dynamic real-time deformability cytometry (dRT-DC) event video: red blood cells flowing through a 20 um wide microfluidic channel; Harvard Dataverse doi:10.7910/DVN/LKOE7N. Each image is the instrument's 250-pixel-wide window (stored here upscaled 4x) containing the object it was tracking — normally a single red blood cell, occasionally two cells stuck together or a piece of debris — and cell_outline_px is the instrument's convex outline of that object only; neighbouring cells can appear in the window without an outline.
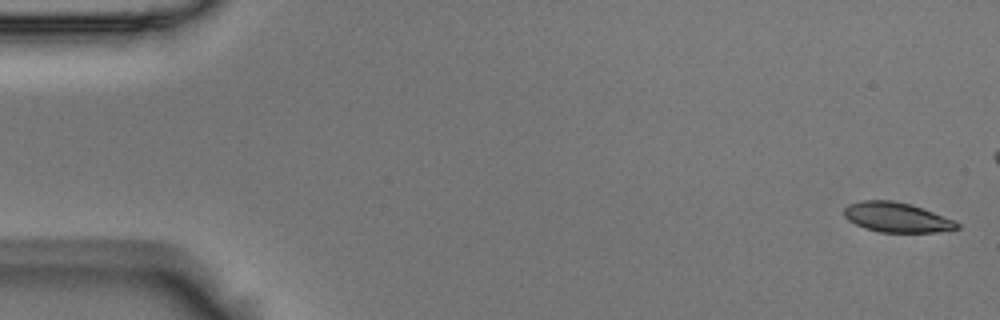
{"species": "Egyptian fruit bat (a non-hibernating species)", "species_latin": "Rousettus aegyptiacus", "temperature_condition": "room temperature", "stored_images_in_passage": 6, "camera_frame_rate_fps": 3000, "um_per_image_px": 0.085, "animal": {"sex": "male"}, "frame": {"image": 1, "passage_image": 1, "time_ms": 0.0, "image_size_px": [1000, 320], "cell_outline_px": [[960, 228], [936, 232], [880, 232], [864, 228], [848, 220], [844, 216], [844, 208], [848, 204], [860, 200], [892, 200], [908, 204], [932, 212], [952, 220], [960, 224]], "centroid_in_image_um": [76.16, 18.47], "position_along_channel_um": 8.8, "area_um2": 19.36}}
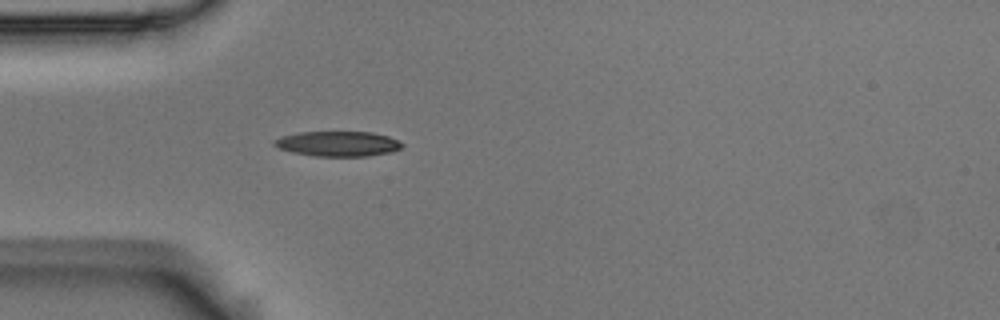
{"frame": {"image": 2, "passage_image": 6, "time_ms": 1.667, "image_size_px": [1000, 320], "cell_outline_px": [[404, 144], [400, 148], [392, 152], [368, 156], [316, 156], [292, 152], [280, 148], [272, 144], [272, 140], [280, 136], [300, 132], [372, 132], [388, 136]], "centroid_in_image_um": [28.7, 12.22], "position_along_channel_um": 56.3, "area_um2": 18.67}}